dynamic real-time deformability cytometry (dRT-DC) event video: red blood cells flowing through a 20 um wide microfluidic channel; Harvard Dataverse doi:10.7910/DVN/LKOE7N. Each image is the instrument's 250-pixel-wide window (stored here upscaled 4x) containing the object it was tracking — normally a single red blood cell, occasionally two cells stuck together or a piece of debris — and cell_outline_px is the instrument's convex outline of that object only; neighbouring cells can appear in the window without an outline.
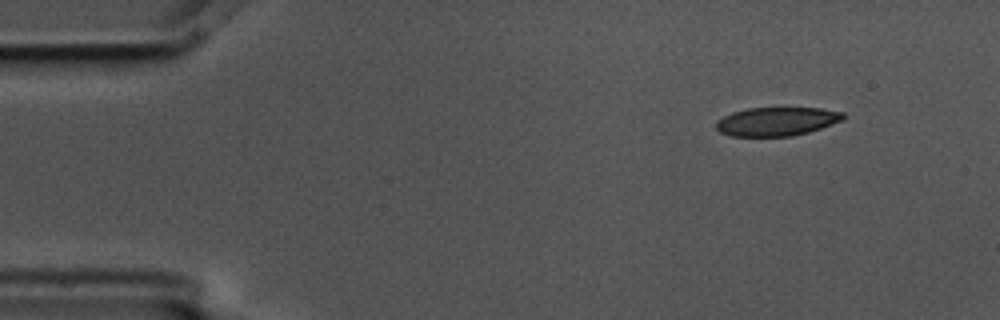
{"species": "common noctule bat (a hibernating species)", "species_latin": "Nyctalus noctula", "temperature_condition": "cold", "stored_images_in_passage": 5, "segment_of_instrument_passage": [1, 2], "camera_frame_rate_fps": 3000, "um_per_image_px": 0.085, "animal": {"sex": "male", "body_mass_g": 17.5, "forearm_length_mm": 52.3}, "frame": {"image": 1, "passage_image": 1, "time_ms": 0.0, "image_size_px": [1000, 320], "cell_outline_px": [[844, 120], [808, 132], [792, 136], [732, 136], [720, 132], [716, 128], [716, 120], [732, 112], [748, 108], [820, 108], [844, 112]], "centroid_in_image_um": [66.02, 10.32], "position_along_channel_um": 19.0, "area_um2": 21.21}}
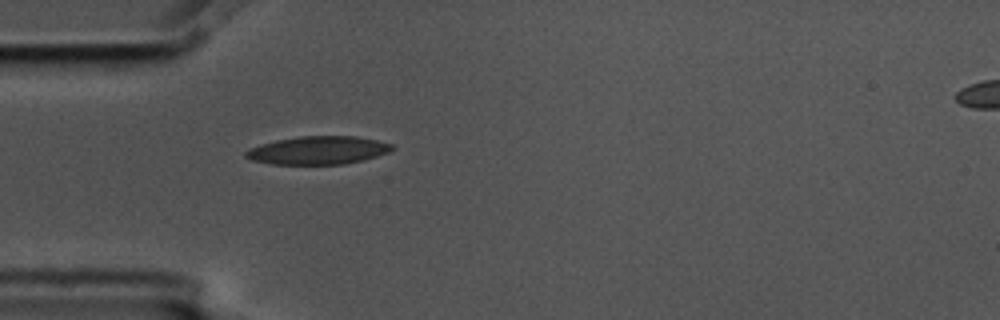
{"frame": {"image": 2, "passage_image": 4, "time_ms": 1.0, "image_size_px": [1000, 320], "cell_outline_px": [[396, 148], [388, 152], [376, 156], [344, 164], [272, 164], [252, 160], [244, 156], [244, 152], [248, 148], [260, 144], [276, 140], [300, 136], [356, 136], [376, 140], [392, 144]], "centroid_in_image_um": [27.0, 12.77], "position_along_channel_um": 58.0, "area_um2": 23.93}}